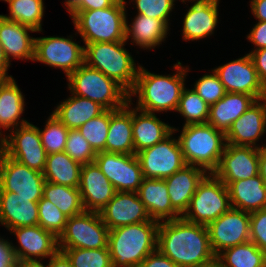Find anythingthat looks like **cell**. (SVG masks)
Segmentation results:
<instances>
[{
  "mask_svg": "<svg viewBox=\"0 0 266 267\" xmlns=\"http://www.w3.org/2000/svg\"><path fill=\"white\" fill-rule=\"evenodd\" d=\"M171 67L173 71L171 74H157L150 72L141 63L136 84L129 93L131 104L149 113L161 115L173 112L174 114L178 108L182 90L187 86V77L191 68L179 60L171 64Z\"/></svg>",
  "mask_w": 266,
  "mask_h": 267,
  "instance_id": "obj_1",
  "label": "cell"
},
{
  "mask_svg": "<svg viewBox=\"0 0 266 267\" xmlns=\"http://www.w3.org/2000/svg\"><path fill=\"white\" fill-rule=\"evenodd\" d=\"M157 249L179 267H195L216 258L207 225L191 223L182 217L159 222Z\"/></svg>",
  "mask_w": 266,
  "mask_h": 267,
  "instance_id": "obj_2",
  "label": "cell"
},
{
  "mask_svg": "<svg viewBox=\"0 0 266 267\" xmlns=\"http://www.w3.org/2000/svg\"><path fill=\"white\" fill-rule=\"evenodd\" d=\"M159 222L155 220L109 230L108 249L114 267H139L157 249Z\"/></svg>",
  "mask_w": 266,
  "mask_h": 267,
  "instance_id": "obj_3",
  "label": "cell"
},
{
  "mask_svg": "<svg viewBox=\"0 0 266 267\" xmlns=\"http://www.w3.org/2000/svg\"><path fill=\"white\" fill-rule=\"evenodd\" d=\"M173 131L186 165L200 167L207 173H213L217 169L226 145L223 132L208 123L189 124L181 128L173 126Z\"/></svg>",
  "mask_w": 266,
  "mask_h": 267,
  "instance_id": "obj_4",
  "label": "cell"
},
{
  "mask_svg": "<svg viewBox=\"0 0 266 267\" xmlns=\"http://www.w3.org/2000/svg\"><path fill=\"white\" fill-rule=\"evenodd\" d=\"M83 44L86 65L115 80L128 93L133 90L141 64L125 48L128 44L126 41Z\"/></svg>",
  "mask_w": 266,
  "mask_h": 267,
  "instance_id": "obj_5",
  "label": "cell"
},
{
  "mask_svg": "<svg viewBox=\"0 0 266 267\" xmlns=\"http://www.w3.org/2000/svg\"><path fill=\"white\" fill-rule=\"evenodd\" d=\"M127 6L115 2L100 10L70 11L76 33L83 43L125 41Z\"/></svg>",
  "mask_w": 266,
  "mask_h": 267,
  "instance_id": "obj_6",
  "label": "cell"
},
{
  "mask_svg": "<svg viewBox=\"0 0 266 267\" xmlns=\"http://www.w3.org/2000/svg\"><path fill=\"white\" fill-rule=\"evenodd\" d=\"M66 80L67 92L88 98L105 110H117L129 102V93L120 84L85 63Z\"/></svg>",
  "mask_w": 266,
  "mask_h": 267,
  "instance_id": "obj_7",
  "label": "cell"
},
{
  "mask_svg": "<svg viewBox=\"0 0 266 267\" xmlns=\"http://www.w3.org/2000/svg\"><path fill=\"white\" fill-rule=\"evenodd\" d=\"M78 36L74 31L67 37L59 35L35 37L33 62L62 70V74L67 78L84 64V44L81 45L80 41H76Z\"/></svg>",
  "mask_w": 266,
  "mask_h": 267,
  "instance_id": "obj_8",
  "label": "cell"
},
{
  "mask_svg": "<svg viewBox=\"0 0 266 267\" xmlns=\"http://www.w3.org/2000/svg\"><path fill=\"white\" fill-rule=\"evenodd\" d=\"M231 208L227 186L213 173L198 184L182 218L188 222L208 225Z\"/></svg>",
  "mask_w": 266,
  "mask_h": 267,
  "instance_id": "obj_9",
  "label": "cell"
},
{
  "mask_svg": "<svg viewBox=\"0 0 266 267\" xmlns=\"http://www.w3.org/2000/svg\"><path fill=\"white\" fill-rule=\"evenodd\" d=\"M109 229L99 212L84 211L68 218L58 248H108Z\"/></svg>",
  "mask_w": 266,
  "mask_h": 267,
  "instance_id": "obj_10",
  "label": "cell"
},
{
  "mask_svg": "<svg viewBox=\"0 0 266 267\" xmlns=\"http://www.w3.org/2000/svg\"><path fill=\"white\" fill-rule=\"evenodd\" d=\"M0 149L19 163L43 173L47 154L41 143L38 124L31 121L11 130L0 140Z\"/></svg>",
  "mask_w": 266,
  "mask_h": 267,
  "instance_id": "obj_11",
  "label": "cell"
},
{
  "mask_svg": "<svg viewBox=\"0 0 266 267\" xmlns=\"http://www.w3.org/2000/svg\"><path fill=\"white\" fill-rule=\"evenodd\" d=\"M136 156L144 178L165 179L186 165L174 131L161 142L139 151Z\"/></svg>",
  "mask_w": 266,
  "mask_h": 267,
  "instance_id": "obj_12",
  "label": "cell"
},
{
  "mask_svg": "<svg viewBox=\"0 0 266 267\" xmlns=\"http://www.w3.org/2000/svg\"><path fill=\"white\" fill-rule=\"evenodd\" d=\"M9 233L15 238L9 240L15 262L46 261L59 250L58 238L40 225L16 227Z\"/></svg>",
  "mask_w": 266,
  "mask_h": 267,
  "instance_id": "obj_13",
  "label": "cell"
},
{
  "mask_svg": "<svg viewBox=\"0 0 266 267\" xmlns=\"http://www.w3.org/2000/svg\"><path fill=\"white\" fill-rule=\"evenodd\" d=\"M44 183L42 172L19 163L0 149V192H13L18 196L39 202Z\"/></svg>",
  "mask_w": 266,
  "mask_h": 267,
  "instance_id": "obj_14",
  "label": "cell"
},
{
  "mask_svg": "<svg viewBox=\"0 0 266 267\" xmlns=\"http://www.w3.org/2000/svg\"><path fill=\"white\" fill-rule=\"evenodd\" d=\"M221 0H196L180 2L187 7L182 17L181 38L182 41L200 42L214 36L220 24ZM191 2V3H190ZM190 3L191 5L189 6ZM216 31V32H215Z\"/></svg>",
  "mask_w": 266,
  "mask_h": 267,
  "instance_id": "obj_15",
  "label": "cell"
},
{
  "mask_svg": "<svg viewBox=\"0 0 266 267\" xmlns=\"http://www.w3.org/2000/svg\"><path fill=\"white\" fill-rule=\"evenodd\" d=\"M94 162L118 192H138L143 173L136 154L96 153Z\"/></svg>",
  "mask_w": 266,
  "mask_h": 267,
  "instance_id": "obj_16",
  "label": "cell"
},
{
  "mask_svg": "<svg viewBox=\"0 0 266 267\" xmlns=\"http://www.w3.org/2000/svg\"><path fill=\"white\" fill-rule=\"evenodd\" d=\"M226 92L249 94L256 100L266 98V88L258 78L248 53L213 67Z\"/></svg>",
  "mask_w": 266,
  "mask_h": 267,
  "instance_id": "obj_17",
  "label": "cell"
},
{
  "mask_svg": "<svg viewBox=\"0 0 266 267\" xmlns=\"http://www.w3.org/2000/svg\"><path fill=\"white\" fill-rule=\"evenodd\" d=\"M210 245L217 256L224 249L250 241V213L230 208L207 225Z\"/></svg>",
  "mask_w": 266,
  "mask_h": 267,
  "instance_id": "obj_18",
  "label": "cell"
},
{
  "mask_svg": "<svg viewBox=\"0 0 266 267\" xmlns=\"http://www.w3.org/2000/svg\"><path fill=\"white\" fill-rule=\"evenodd\" d=\"M265 136L266 98H263L254 102L232 123L225 134V139L226 144L251 146L260 149L266 146Z\"/></svg>",
  "mask_w": 266,
  "mask_h": 267,
  "instance_id": "obj_19",
  "label": "cell"
},
{
  "mask_svg": "<svg viewBox=\"0 0 266 267\" xmlns=\"http://www.w3.org/2000/svg\"><path fill=\"white\" fill-rule=\"evenodd\" d=\"M213 174L225 186L259 174V149L251 146L226 144L219 165Z\"/></svg>",
  "mask_w": 266,
  "mask_h": 267,
  "instance_id": "obj_20",
  "label": "cell"
},
{
  "mask_svg": "<svg viewBox=\"0 0 266 267\" xmlns=\"http://www.w3.org/2000/svg\"><path fill=\"white\" fill-rule=\"evenodd\" d=\"M109 230L152 220L136 192H116L100 212Z\"/></svg>",
  "mask_w": 266,
  "mask_h": 267,
  "instance_id": "obj_21",
  "label": "cell"
},
{
  "mask_svg": "<svg viewBox=\"0 0 266 267\" xmlns=\"http://www.w3.org/2000/svg\"><path fill=\"white\" fill-rule=\"evenodd\" d=\"M127 7L126 25H125V41L128 45L137 46L141 50H156L161 47L162 43L167 42L168 36L171 34L169 28L162 20L144 16L141 14H134L132 18H128L130 14ZM129 14V15H128ZM131 20L129 22V20ZM170 32V33H169ZM168 35V36H167ZM130 41V42H129Z\"/></svg>",
  "mask_w": 266,
  "mask_h": 267,
  "instance_id": "obj_22",
  "label": "cell"
},
{
  "mask_svg": "<svg viewBox=\"0 0 266 267\" xmlns=\"http://www.w3.org/2000/svg\"><path fill=\"white\" fill-rule=\"evenodd\" d=\"M78 189L84 210L99 213L117 192L95 162L82 165Z\"/></svg>",
  "mask_w": 266,
  "mask_h": 267,
  "instance_id": "obj_23",
  "label": "cell"
},
{
  "mask_svg": "<svg viewBox=\"0 0 266 267\" xmlns=\"http://www.w3.org/2000/svg\"><path fill=\"white\" fill-rule=\"evenodd\" d=\"M26 98L14 77L5 79L0 85V140L11 130L30 122L22 117Z\"/></svg>",
  "mask_w": 266,
  "mask_h": 267,
  "instance_id": "obj_24",
  "label": "cell"
},
{
  "mask_svg": "<svg viewBox=\"0 0 266 267\" xmlns=\"http://www.w3.org/2000/svg\"><path fill=\"white\" fill-rule=\"evenodd\" d=\"M31 33L37 34L33 29L0 14V42L10 64L13 60L33 62L35 37Z\"/></svg>",
  "mask_w": 266,
  "mask_h": 267,
  "instance_id": "obj_25",
  "label": "cell"
},
{
  "mask_svg": "<svg viewBox=\"0 0 266 267\" xmlns=\"http://www.w3.org/2000/svg\"><path fill=\"white\" fill-rule=\"evenodd\" d=\"M158 113H149L132 105V132L134 154L154 146L173 132V125L164 122Z\"/></svg>",
  "mask_w": 266,
  "mask_h": 267,
  "instance_id": "obj_26",
  "label": "cell"
},
{
  "mask_svg": "<svg viewBox=\"0 0 266 267\" xmlns=\"http://www.w3.org/2000/svg\"><path fill=\"white\" fill-rule=\"evenodd\" d=\"M208 173L197 166L185 165L165 178L172 208L182 217L189 207L198 184Z\"/></svg>",
  "mask_w": 266,
  "mask_h": 267,
  "instance_id": "obj_27",
  "label": "cell"
},
{
  "mask_svg": "<svg viewBox=\"0 0 266 267\" xmlns=\"http://www.w3.org/2000/svg\"><path fill=\"white\" fill-rule=\"evenodd\" d=\"M38 223V202L13 192H0V225L7 232L16 227L35 226Z\"/></svg>",
  "mask_w": 266,
  "mask_h": 267,
  "instance_id": "obj_28",
  "label": "cell"
},
{
  "mask_svg": "<svg viewBox=\"0 0 266 267\" xmlns=\"http://www.w3.org/2000/svg\"><path fill=\"white\" fill-rule=\"evenodd\" d=\"M137 193L152 220L163 222L181 218L172 208L164 179L143 178Z\"/></svg>",
  "mask_w": 266,
  "mask_h": 267,
  "instance_id": "obj_29",
  "label": "cell"
},
{
  "mask_svg": "<svg viewBox=\"0 0 266 267\" xmlns=\"http://www.w3.org/2000/svg\"><path fill=\"white\" fill-rule=\"evenodd\" d=\"M256 101L249 94L226 92L222 99L210 105L207 123L226 134L232 123Z\"/></svg>",
  "mask_w": 266,
  "mask_h": 267,
  "instance_id": "obj_30",
  "label": "cell"
},
{
  "mask_svg": "<svg viewBox=\"0 0 266 267\" xmlns=\"http://www.w3.org/2000/svg\"><path fill=\"white\" fill-rule=\"evenodd\" d=\"M53 109L51 113L68 129H78L105 110L98 103L70 92L69 96L59 101Z\"/></svg>",
  "mask_w": 266,
  "mask_h": 267,
  "instance_id": "obj_31",
  "label": "cell"
},
{
  "mask_svg": "<svg viewBox=\"0 0 266 267\" xmlns=\"http://www.w3.org/2000/svg\"><path fill=\"white\" fill-rule=\"evenodd\" d=\"M231 207L245 212L266 209V184L258 174L255 177L227 185Z\"/></svg>",
  "mask_w": 266,
  "mask_h": 267,
  "instance_id": "obj_32",
  "label": "cell"
},
{
  "mask_svg": "<svg viewBox=\"0 0 266 267\" xmlns=\"http://www.w3.org/2000/svg\"><path fill=\"white\" fill-rule=\"evenodd\" d=\"M106 152L134 154L132 104L130 101L120 109L111 110Z\"/></svg>",
  "mask_w": 266,
  "mask_h": 267,
  "instance_id": "obj_33",
  "label": "cell"
},
{
  "mask_svg": "<svg viewBox=\"0 0 266 267\" xmlns=\"http://www.w3.org/2000/svg\"><path fill=\"white\" fill-rule=\"evenodd\" d=\"M81 168L63 151L47 155L43 175L47 182L78 188Z\"/></svg>",
  "mask_w": 266,
  "mask_h": 267,
  "instance_id": "obj_34",
  "label": "cell"
},
{
  "mask_svg": "<svg viewBox=\"0 0 266 267\" xmlns=\"http://www.w3.org/2000/svg\"><path fill=\"white\" fill-rule=\"evenodd\" d=\"M44 2V0H11L8 2L9 14L1 15L43 34V19L46 14Z\"/></svg>",
  "mask_w": 266,
  "mask_h": 267,
  "instance_id": "obj_35",
  "label": "cell"
},
{
  "mask_svg": "<svg viewBox=\"0 0 266 267\" xmlns=\"http://www.w3.org/2000/svg\"><path fill=\"white\" fill-rule=\"evenodd\" d=\"M216 257L222 267H266V254L251 241L226 248Z\"/></svg>",
  "mask_w": 266,
  "mask_h": 267,
  "instance_id": "obj_36",
  "label": "cell"
},
{
  "mask_svg": "<svg viewBox=\"0 0 266 267\" xmlns=\"http://www.w3.org/2000/svg\"><path fill=\"white\" fill-rule=\"evenodd\" d=\"M42 197L56 205L68 218L85 211L80 191L75 187L45 181Z\"/></svg>",
  "mask_w": 266,
  "mask_h": 267,
  "instance_id": "obj_37",
  "label": "cell"
},
{
  "mask_svg": "<svg viewBox=\"0 0 266 267\" xmlns=\"http://www.w3.org/2000/svg\"><path fill=\"white\" fill-rule=\"evenodd\" d=\"M210 105L207 104L192 87H184L180 96V102L176 110L183 123L181 126L189 124H205L208 122Z\"/></svg>",
  "mask_w": 266,
  "mask_h": 267,
  "instance_id": "obj_38",
  "label": "cell"
},
{
  "mask_svg": "<svg viewBox=\"0 0 266 267\" xmlns=\"http://www.w3.org/2000/svg\"><path fill=\"white\" fill-rule=\"evenodd\" d=\"M38 131L47 155L64 151L69 129L52 113H49L43 128L38 126Z\"/></svg>",
  "mask_w": 266,
  "mask_h": 267,
  "instance_id": "obj_39",
  "label": "cell"
},
{
  "mask_svg": "<svg viewBox=\"0 0 266 267\" xmlns=\"http://www.w3.org/2000/svg\"><path fill=\"white\" fill-rule=\"evenodd\" d=\"M111 110H104L77 130L88 141L95 153L106 152V139L110 125Z\"/></svg>",
  "mask_w": 266,
  "mask_h": 267,
  "instance_id": "obj_40",
  "label": "cell"
},
{
  "mask_svg": "<svg viewBox=\"0 0 266 267\" xmlns=\"http://www.w3.org/2000/svg\"><path fill=\"white\" fill-rule=\"evenodd\" d=\"M177 1V2H176ZM178 0H128L126 6L135 9L133 14H141L158 20H162L169 28L172 15L176 9ZM173 12V13H172ZM171 21V22H170Z\"/></svg>",
  "mask_w": 266,
  "mask_h": 267,
  "instance_id": "obj_41",
  "label": "cell"
},
{
  "mask_svg": "<svg viewBox=\"0 0 266 267\" xmlns=\"http://www.w3.org/2000/svg\"><path fill=\"white\" fill-rule=\"evenodd\" d=\"M70 259L73 267H111L112 261L108 248H59Z\"/></svg>",
  "mask_w": 266,
  "mask_h": 267,
  "instance_id": "obj_42",
  "label": "cell"
},
{
  "mask_svg": "<svg viewBox=\"0 0 266 267\" xmlns=\"http://www.w3.org/2000/svg\"><path fill=\"white\" fill-rule=\"evenodd\" d=\"M39 223L43 229L53 233L57 238L65 230L68 217L45 198L38 202Z\"/></svg>",
  "mask_w": 266,
  "mask_h": 267,
  "instance_id": "obj_43",
  "label": "cell"
},
{
  "mask_svg": "<svg viewBox=\"0 0 266 267\" xmlns=\"http://www.w3.org/2000/svg\"><path fill=\"white\" fill-rule=\"evenodd\" d=\"M191 87L209 105L217 103L226 94L224 85L213 68L200 78L198 77Z\"/></svg>",
  "mask_w": 266,
  "mask_h": 267,
  "instance_id": "obj_44",
  "label": "cell"
},
{
  "mask_svg": "<svg viewBox=\"0 0 266 267\" xmlns=\"http://www.w3.org/2000/svg\"><path fill=\"white\" fill-rule=\"evenodd\" d=\"M64 152L81 165L93 163L96 157L88 141L77 129H69Z\"/></svg>",
  "mask_w": 266,
  "mask_h": 267,
  "instance_id": "obj_45",
  "label": "cell"
},
{
  "mask_svg": "<svg viewBox=\"0 0 266 267\" xmlns=\"http://www.w3.org/2000/svg\"><path fill=\"white\" fill-rule=\"evenodd\" d=\"M250 241L266 254V209L250 213Z\"/></svg>",
  "mask_w": 266,
  "mask_h": 267,
  "instance_id": "obj_46",
  "label": "cell"
},
{
  "mask_svg": "<svg viewBox=\"0 0 266 267\" xmlns=\"http://www.w3.org/2000/svg\"><path fill=\"white\" fill-rule=\"evenodd\" d=\"M247 32L246 40L253 46L252 50L249 49L248 54L251 51L258 50L266 47V22L259 21L253 24L252 28Z\"/></svg>",
  "mask_w": 266,
  "mask_h": 267,
  "instance_id": "obj_47",
  "label": "cell"
},
{
  "mask_svg": "<svg viewBox=\"0 0 266 267\" xmlns=\"http://www.w3.org/2000/svg\"><path fill=\"white\" fill-rule=\"evenodd\" d=\"M249 55L253 61L259 80L266 88V47L251 51Z\"/></svg>",
  "mask_w": 266,
  "mask_h": 267,
  "instance_id": "obj_48",
  "label": "cell"
},
{
  "mask_svg": "<svg viewBox=\"0 0 266 267\" xmlns=\"http://www.w3.org/2000/svg\"><path fill=\"white\" fill-rule=\"evenodd\" d=\"M139 267H179L171 259L163 255L158 249L150 253Z\"/></svg>",
  "mask_w": 266,
  "mask_h": 267,
  "instance_id": "obj_49",
  "label": "cell"
},
{
  "mask_svg": "<svg viewBox=\"0 0 266 267\" xmlns=\"http://www.w3.org/2000/svg\"><path fill=\"white\" fill-rule=\"evenodd\" d=\"M9 240L8 236L0 234V267H11L15 264Z\"/></svg>",
  "mask_w": 266,
  "mask_h": 267,
  "instance_id": "obj_50",
  "label": "cell"
},
{
  "mask_svg": "<svg viewBox=\"0 0 266 267\" xmlns=\"http://www.w3.org/2000/svg\"><path fill=\"white\" fill-rule=\"evenodd\" d=\"M114 3V0H81L71 11L100 10Z\"/></svg>",
  "mask_w": 266,
  "mask_h": 267,
  "instance_id": "obj_51",
  "label": "cell"
},
{
  "mask_svg": "<svg viewBox=\"0 0 266 267\" xmlns=\"http://www.w3.org/2000/svg\"><path fill=\"white\" fill-rule=\"evenodd\" d=\"M250 14L256 22H266V0H249Z\"/></svg>",
  "mask_w": 266,
  "mask_h": 267,
  "instance_id": "obj_52",
  "label": "cell"
},
{
  "mask_svg": "<svg viewBox=\"0 0 266 267\" xmlns=\"http://www.w3.org/2000/svg\"><path fill=\"white\" fill-rule=\"evenodd\" d=\"M47 262L48 267H73L67 255L60 250L52 255Z\"/></svg>",
  "mask_w": 266,
  "mask_h": 267,
  "instance_id": "obj_53",
  "label": "cell"
},
{
  "mask_svg": "<svg viewBox=\"0 0 266 267\" xmlns=\"http://www.w3.org/2000/svg\"><path fill=\"white\" fill-rule=\"evenodd\" d=\"M10 62L8 61L4 49L2 47V44L0 42V75L6 79L12 78L13 76L9 74L8 70L10 69Z\"/></svg>",
  "mask_w": 266,
  "mask_h": 267,
  "instance_id": "obj_54",
  "label": "cell"
},
{
  "mask_svg": "<svg viewBox=\"0 0 266 267\" xmlns=\"http://www.w3.org/2000/svg\"><path fill=\"white\" fill-rule=\"evenodd\" d=\"M259 175L266 184V146L259 149Z\"/></svg>",
  "mask_w": 266,
  "mask_h": 267,
  "instance_id": "obj_55",
  "label": "cell"
},
{
  "mask_svg": "<svg viewBox=\"0 0 266 267\" xmlns=\"http://www.w3.org/2000/svg\"><path fill=\"white\" fill-rule=\"evenodd\" d=\"M17 267H48L47 260L45 261H25V262H15Z\"/></svg>",
  "mask_w": 266,
  "mask_h": 267,
  "instance_id": "obj_56",
  "label": "cell"
},
{
  "mask_svg": "<svg viewBox=\"0 0 266 267\" xmlns=\"http://www.w3.org/2000/svg\"><path fill=\"white\" fill-rule=\"evenodd\" d=\"M81 0H64L62 2L63 7L67 13H69Z\"/></svg>",
  "mask_w": 266,
  "mask_h": 267,
  "instance_id": "obj_57",
  "label": "cell"
},
{
  "mask_svg": "<svg viewBox=\"0 0 266 267\" xmlns=\"http://www.w3.org/2000/svg\"><path fill=\"white\" fill-rule=\"evenodd\" d=\"M195 267H222V265H221L219 259L216 257L213 260H211L210 262H207L205 264L195 266Z\"/></svg>",
  "mask_w": 266,
  "mask_h": 267,
  "instance_id": "obj_58",
  "label": "cell"
},
{
  "mask_svg": "<svg viewBox=\"0 0 266 267\" xmlns=\"http://www.w3.org/2000/svg\"><path fill=\"white\" fill-rule=\"evenodd\" d=\"M6 78H4V77H2L1 75H0V85H1V83L5 80Z\"/></svg>",
  "mask_w": 266,
  "mask_h": 267,
  "instance_id": "obj_59",
  "label": "cell"
},
{
  "mask_svg": "<svg viewBox=\"0 0 266 267\" xmlns=\"http://www.w3.org/2000/svg\"><path fill=\"white\" fill-rule=\"evenodd\" d=\"M179 2H185V1H196V0H178Z\"/></svg>",
  "mask_w": 266,
  "mask_h": 267,
  "instance_id": "obj_60",
  "label": "cell"
},
{
  "mask_svg": "<svg viewBox=\"0 0 266 267\" xmlns=\"http://www.w3.org/2000/svg\"><path fill=\"white\" fill-rule=\"evenodd\" d=\"M115 2H125L126 0H114Z\"/></svg>",
  "mask_w": 266,
  "mask_h": 267,
  "instance_id": "obj_61",
  "label": "cell"
},
{
  "mask_svg": "<svg viewBox=\"0 0 266 267\" xmlns=\"http://www.w3.org/2000/svg\"><path fill=\"white\" fill-rule=\"evenodd\" d=\"M0 1H4L5 3H8V2L11 1V0H0Z\"/></svg>",
  "mask_w": 266,
  "mask_h": 267,
  "instance_id": "obj_62",
  "label": "cell"
}]
</instances>
